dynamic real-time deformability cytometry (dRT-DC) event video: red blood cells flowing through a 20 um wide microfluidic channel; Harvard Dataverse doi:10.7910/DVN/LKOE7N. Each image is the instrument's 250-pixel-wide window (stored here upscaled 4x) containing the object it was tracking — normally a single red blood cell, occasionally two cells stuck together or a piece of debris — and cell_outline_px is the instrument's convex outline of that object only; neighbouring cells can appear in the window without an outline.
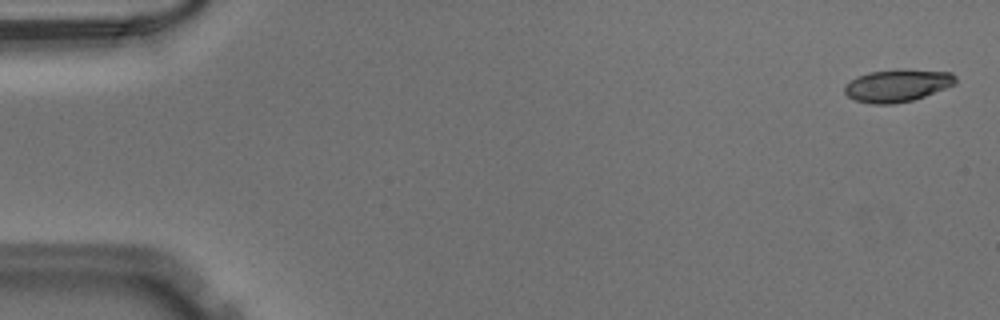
{"species": "Egyptian fruit bat (a non-hibernating species)", "species_latin": "Rousettus aegyptiacus", "temperature_condition": "warm", "stored_images_in_passage": 51, "camera_frame_rate_fps": 3000, "um_per_image_px": 0.085, "animal": {"sex": "male"}, "frame": {"image": 1, "passage_image": 2, "time_ms": 0.333, "image_size_px": [1000, 320], "cell_outline_px": [[956, 84], [924, 96], [912, 100], [892, 104], [868, 104], [856, 100], [848, 96], [844, 92], [844, 84], [856, 76], [868, 72], [896, 68], [904, 68], [952, 72], [956, 76]], "centroid_in_image_um": [76.26, 7.24], "position_along_channel_um": 8.7, "area_um2": 21.44}}
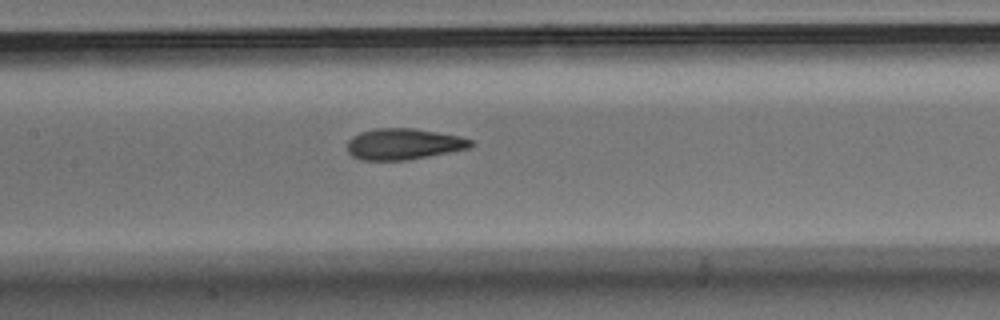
{"frame": {"image": 2, "passage_image": 25, "time_ms": 8.0, "image_size_px": [1000, 320], "cell_outline_px": [[476, 144], [468, 148], [408, 160], [360, 160], [352, 156], [348, 152], [348, 140], [352, 136], [360, 132], [376, 128], [416, 128], [460, 136], [472, 140]], "centroid_in_image_um": [34.3, 12.24], "position_along_channel_um": 173.1, "area_um2": 22.48}}
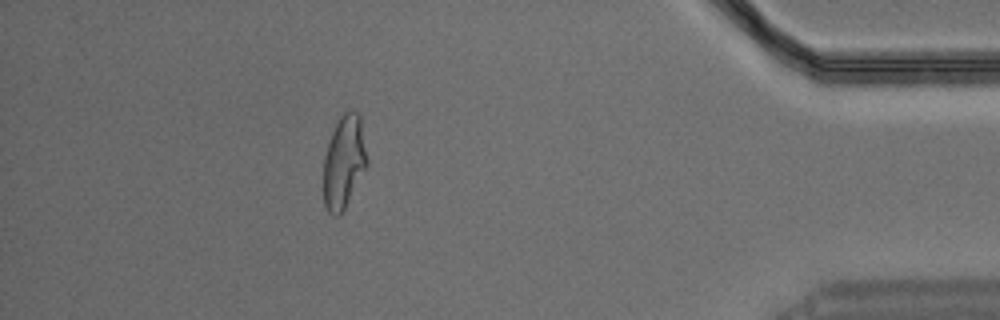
{"frame": {"image": 3, "passage_image": 46, "time_ms": 15.0, "image_size_px": [1000, 320], "cell_outline_px": [[368, 164], [340, 216], [332, 216], [328, 212], [324, 204], [324, 156], [336, 120], [344, 112], [352, 108], [360, 116], [368, 160]], "centroid_in_image_um": [29.23, 13.75], "position_along_channel_um": 406.0, "area_um2": 23.64}}